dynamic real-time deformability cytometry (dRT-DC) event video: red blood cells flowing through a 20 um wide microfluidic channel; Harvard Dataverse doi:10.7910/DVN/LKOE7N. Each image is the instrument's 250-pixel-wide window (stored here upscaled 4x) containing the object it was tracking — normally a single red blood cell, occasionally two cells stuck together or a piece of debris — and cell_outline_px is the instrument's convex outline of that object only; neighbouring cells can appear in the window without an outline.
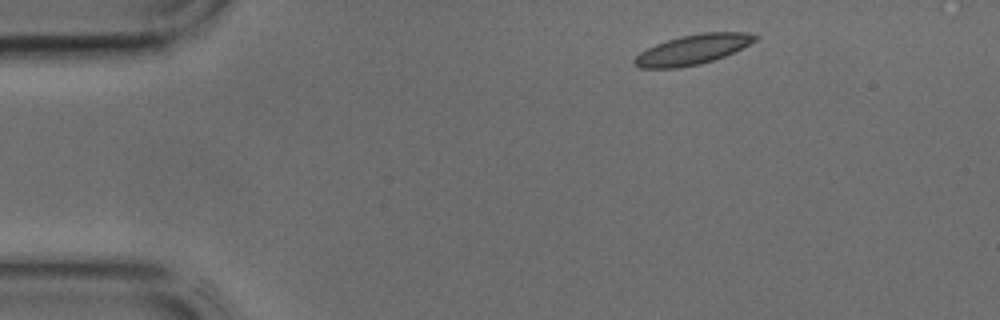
{"species": "common noctule bat (a hibernating species)", "species_latin": "Nyctalus noctula", "temperature_condition": "cold", "stored_images_in_passage": 38, "camera_frame_rate_fps": 3000, "um_per_image_px": 0.085, "animal": {"sex": "male", "body_mass_g": 17.9, "forearm_length_mm": 54.2}, "frame": {"image": 1, "passage_image": 1, "time_ms": 0.0, "image_size_px": [1000, 320], "cell_outline_px": [[760, 36], [756, 40], [724, 56], [700, 64], [676, 68], [640, 68], [632, 64], [632, 60], [640, 52], [656, 44], [680, 36], [704, 32], [744, 32]], "centroid_in_image_um": [58.84, 4.21], "position_along_channel_um": 26.2, "area_um2": 20.75}}
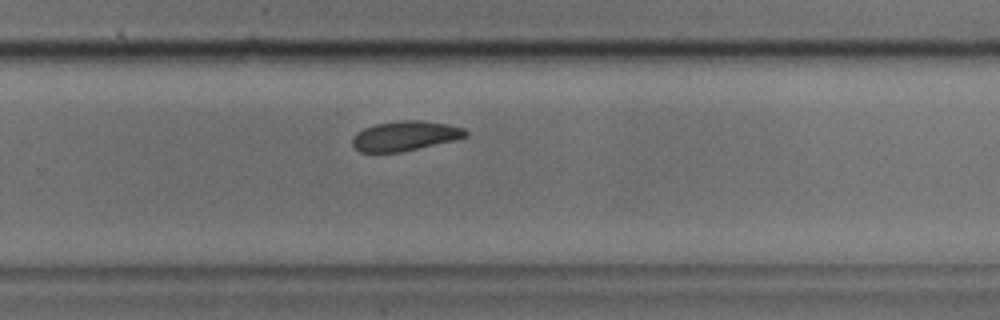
{"frame": {"image": 2, "passage_image": 23, "time_ms": 7.333, "image_size_px": [1000, 320], "cell_outline_px": [[468, 136], [456, 140], [400, 152], [360, 152], [352, 144], [352, 140], [356, 132], [364, 128], [376, 124], [404, 120], [424, 120], [448, 124], [464, 128], [468, 132]], "centroid_in_image_um": [34.46, 11.55], "position_along_channel_um": 295.3, "area_um2": 19.65}}
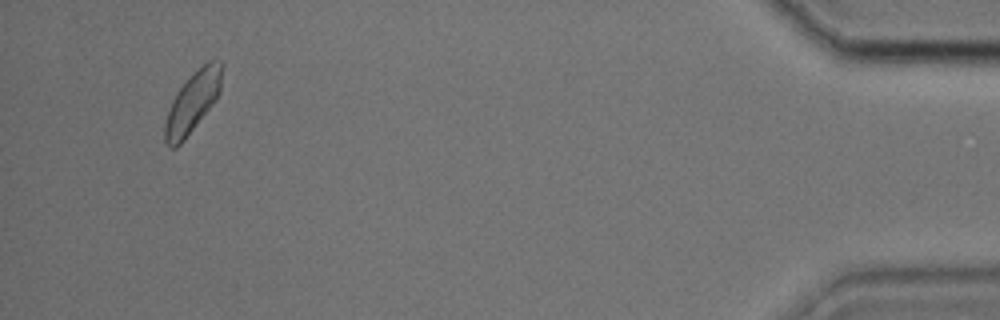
{"frame": {"image": 3, "passage_image": 36, "time_ms": 11.667, "image_size_px": [1000, 320], "cell_outline_px": [[224, 64], [220, 92], [216, 100], [184, 140], [176, 148], [172, 148], [164, 140], [164, 124], [172, 100], [176, 92], [208, 60], [212, 60]], "centroid_in_image_um": [16.38, 8.7], "position_along_channel_um": 418.8, "area_um2": 19.77}}